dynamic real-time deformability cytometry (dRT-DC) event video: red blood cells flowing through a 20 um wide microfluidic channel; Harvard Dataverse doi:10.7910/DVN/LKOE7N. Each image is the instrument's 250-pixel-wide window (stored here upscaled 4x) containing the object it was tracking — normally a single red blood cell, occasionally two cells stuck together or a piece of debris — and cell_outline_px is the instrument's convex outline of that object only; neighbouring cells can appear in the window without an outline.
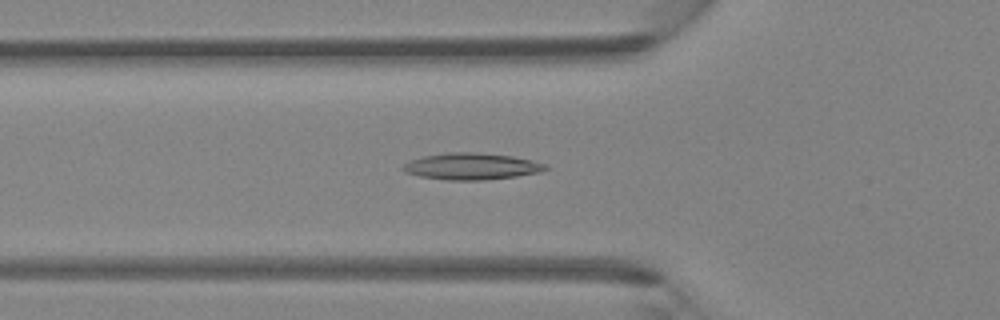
{"species": "Egyptian fruit bat (a non-hibernating species)", "species_latin": "Rousettus aegyptiacus", "temperature_condition": "room temperature", "stored_images_in_passage": 38, "camera_frame_rate_fps": 3000, "um_per_image_px": 0.085, "animal": {"sex": "female"}, "frame": {"image": 1, "passage_image": 8, "time_ms": 2.333, "image_size_px": [1000, 320], "cell_outline_px": [[548, 168], [540, 172], [516, 176], [484, 180], [448, 180], [420, 176], [404, 172], [400, 168], [404, 164], [412, 160], [424, 156], [448, 152], [472, 152], [512, 156], [532, 160], [544, 164]], "centroid_in_image_um": [40.06, 14.14], "position_along_channel_um": 85.7, "area_um2": 21.91}}
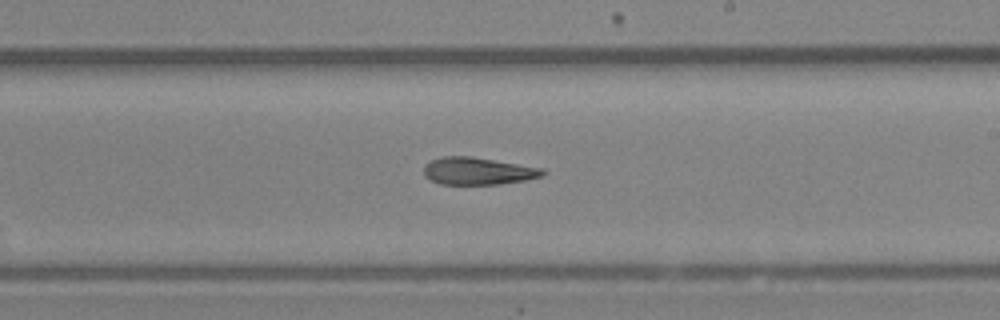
{"frame": {"image": 2, "passage_image": 19, "time_ms": 6.0, "image_size_px": [1000, 320], "cell_outline_px": [[548, 172], [544, 176], [524, 180], [496, 184], [440, 184], [428, 180], [424, 176], [424, 164], [440, 156], [472, 156], [544, 168]], "centroid_in_image_um": [40.62, 14.53], "position_along_channel_um": 248.4, "area_um2": 19.19}}
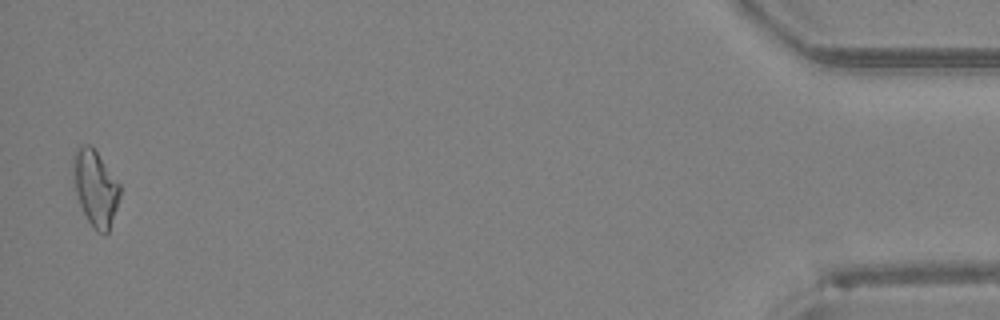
{"frame": {"image": 3, "passage_image": 37, "time_ms": 12.0, "image_size_px": [1000, 320], "cell_outline_px": [[120, 196], [108, 232], [104, 236], [96, 232], [92, 228], [80, 204], [76, 192], [72, 172], [72, 156], [76, 148], [80, 144], [92, 144], [120, 184]], "centroid_in_image_um": [8.09, 15.94], "position_along_channel_um": 427.1, "area_um2": 20.92}}